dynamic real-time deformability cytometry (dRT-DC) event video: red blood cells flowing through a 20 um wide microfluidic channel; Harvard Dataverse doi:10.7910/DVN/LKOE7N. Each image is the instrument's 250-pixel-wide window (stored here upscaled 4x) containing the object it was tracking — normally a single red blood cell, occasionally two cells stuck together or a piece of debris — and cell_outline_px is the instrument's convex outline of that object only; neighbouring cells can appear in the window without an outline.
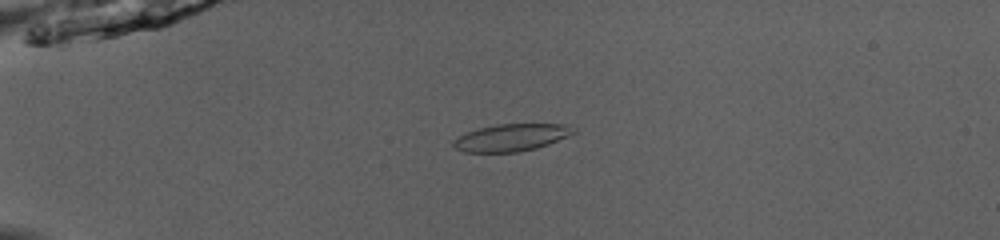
{"species": "common noctule bat (a hibernating species)", "species_latin": "Nyctalus noctula", "temperature_condition": "room temperature", "stored_images_in_passage": 52, "camera_frame_rate_fps": 3000, "um_per_image_px": 0.085, "animal": {"sex": "male", "body_mass_g": 13.0, "forearm_length_mm": 53.1}, "frame": {"image": 1, "passage_image": 15, "time_ms": 4.667, "image_size_px": [1000, 240], "cell_outline_px": [[576, 132], [548, 144], [536, 148], [516, 152], [464, 152], [456, 148], [452, 144], [452, 140], [468, 132], [480, 128], [500, 124], [568, 124]], "centroid_in_image_um": [43.45, 11.69], "position_along_channel_um": 41.5, "area_um2": 18.73}}
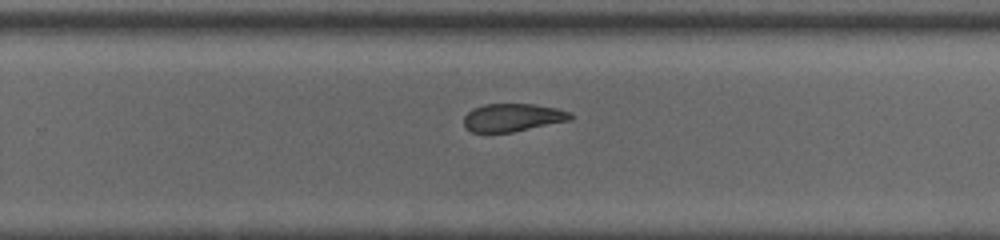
{"frame": {"image": 2, "passage_image": 36, "time_ms": 11.667, "image_size_px": [1000, 240], "cell_outline_px": [[572, 120], [512, 132], [472, 132], [464, 128], [464, 116], [472, 108], [484, 104], [536, 104], [556, 108], [572, 112]], "centroid_in_image_um": [43.58, 9.98], "position_along_channel_um": 286.2, "area_um2": 17.51}}
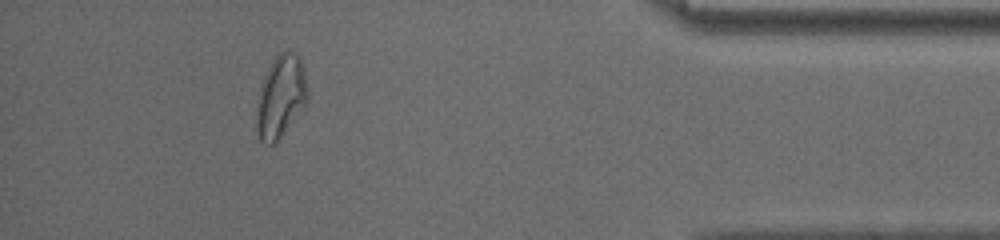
{"frame": {"image": 3, "passage_image": 48, "time_ms": 15.667, "image_size_px": [1000, 240], "cell_outline_px": [[308, 100], [276, 144], [268, 144], [260, 140], [256, 128], [256, 116], [260, 88], [264, 76], [272, 60], [280, 52], [292, 52], [300, 56], [304, 68], [308, 88]], "centroid_in_image_um": [23.88, 8.21], "position_along_channel_um": 411.3, "area_um2": 24.45}, "authors_computed_cell_mechanics": {"area_um2": 20.0566, "velocity_mm_per_s": 4.0432, "shape_relaxation_time_tau1_ms": null, "shape_relaxation_time_tau2_ms": 3.2043, "deformation_change_tau1": null, "deformation_change_tau2": 0.1047}}